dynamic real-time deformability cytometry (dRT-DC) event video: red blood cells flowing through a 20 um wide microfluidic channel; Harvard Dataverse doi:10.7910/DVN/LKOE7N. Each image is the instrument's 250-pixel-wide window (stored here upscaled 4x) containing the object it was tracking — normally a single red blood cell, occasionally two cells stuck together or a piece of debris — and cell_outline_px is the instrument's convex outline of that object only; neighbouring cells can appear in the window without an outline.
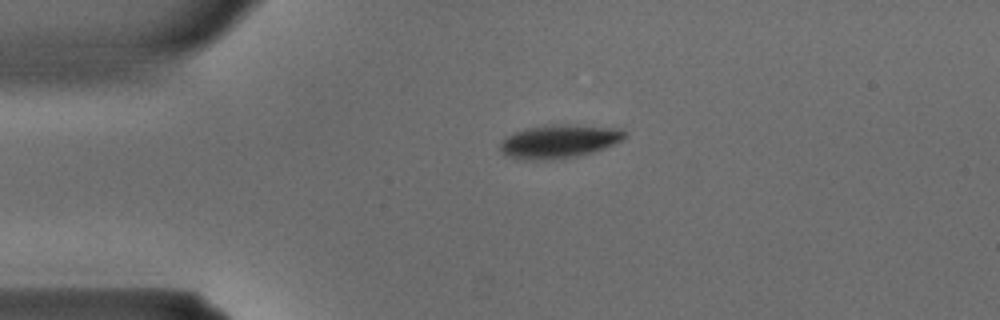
{"species": "common noctule bat (a hibernating species)", "species_latin": "Nyctalus noctula", "temperature_condition": "warm", "stored_images_in_passage": 29, "camera_frame_rate_fps": 3000, "um_per_image_px": 0.085, "animal": {"sex": "male", "body_mass_g": 15.6}, "frame": {"image": 1, "passage_image": 1, "time_ms": 0.0, "image_size_px": [1000, 320], "cell_outline_px": [[628, 136], [604, 148], [592, 152], [576, 156], [552, 160], [516, 160], [500, 152], [500, 140], [504, 136], [512, 132], [524, 128], [544, 124], [568, 124], [624, 128], [628, 132]], "centroid_in_image_um": [47.47, 12.0], "position_along_channel_um": 37.5, "area_um2": 25.03}}
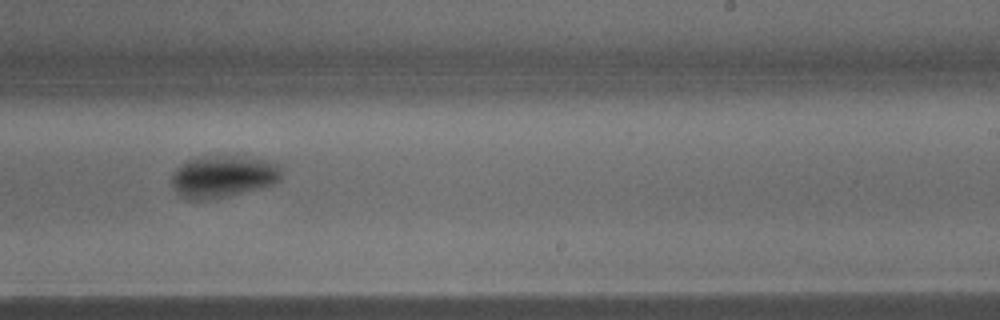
{"frame": {"image": 2, "passage_image": 15, "time_ms": 4.667, "image_size_px": [1000, 320], "cell_outline_px": [[280, 180], [276, 184], [228, 196], [204, 200], [188, 200], [180, 196], [172, 188], [172, 172], [180, 164], [188, 160], [200, 156], [248, 156], [280, 164]], "centroid_in_image_um": [18.94, 15.0], "position_along_channel_um": 270.1, "area_um2": 27.28}}
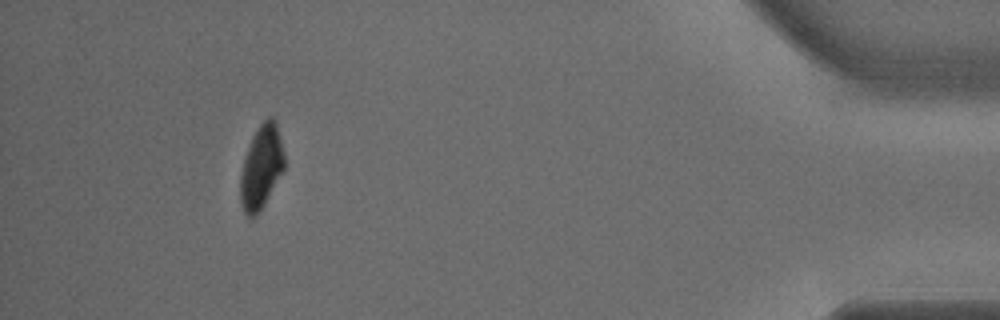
{"frame": {"image": 3, "passage_image": 26, "time_ms": 8.333, "image_size_px": [1000, 320], "cell_outline_px": [[284, 168], [264, 204], [252, 216], [248, 216], [244, 212], [240, 200], [240, 176], [244, 160], [252, 136], [260, 124], [268, 116], [272, 116], [276, 120], [284, 152]], "centroid_in_image_um": [22.22, 14.13], "position_along_channel_um": 413.0, "area_um2": 20.98}}